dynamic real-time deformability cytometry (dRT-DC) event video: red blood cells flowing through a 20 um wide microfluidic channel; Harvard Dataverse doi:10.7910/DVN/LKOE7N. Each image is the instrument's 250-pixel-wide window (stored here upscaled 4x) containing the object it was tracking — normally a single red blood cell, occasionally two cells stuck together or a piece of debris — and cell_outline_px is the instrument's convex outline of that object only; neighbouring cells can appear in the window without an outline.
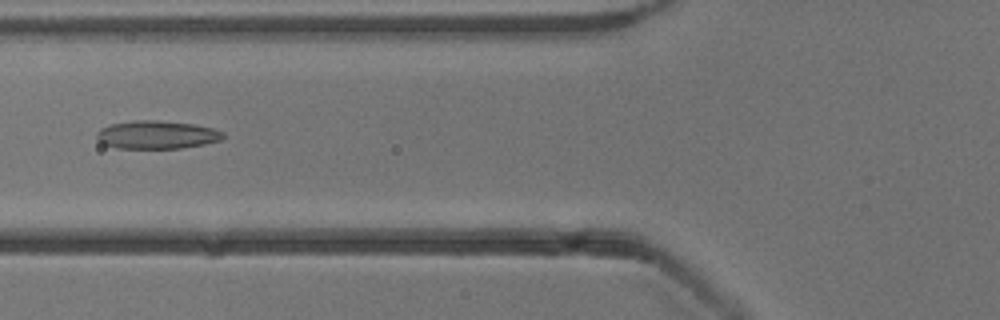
{"species": "common noctule bat (a hibernating species)", "species_latin": "Nyctalus noctula", "temperature_condition": "cold", "stored_images_in_passage": 31, "camera_frame_rate_fps": 3000, "um_per_image_px": 0.085, "animal": {"sex": "male", "body_mass_g": 13.3}, "frame": {"image": 1, "passage_image": 5, "time_ms": 1.333, "image_size_px": [1000, 320], "cell_outline_px": [[224, 136], [220, 140], [204, 144], [180, 148], [116, 148], [104, 144], [96, 136], [96, 132], [100, 128], [112, 124], [136, 120], [156, 120], [192, 124], [212, 128], [224, 132]], "centroid_in_image_um": [13.32, 11.45], "position_along_channel_um": 112.5, "area_um2": 20.52}}
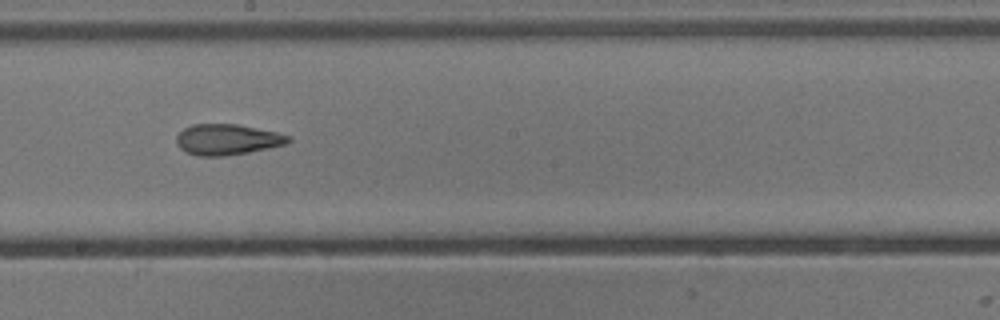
{"frame": {"image": 2, "passage_image": 14, "time_ms": 4.333, "image_size_px": [1000, 320], "cell_outline_px": [[292, 140], [288, 144], [248, 152], [224, 156], [196, 156], [184, 152], [176, 144], [176, 136], [184, 128], [192, 124], [236, 124], [276, 132], [288, 136]], "centroid_in_image_um": [19.28, 11.87], "position_along_channel_um": 228.9, "area_um2": 20.11}}
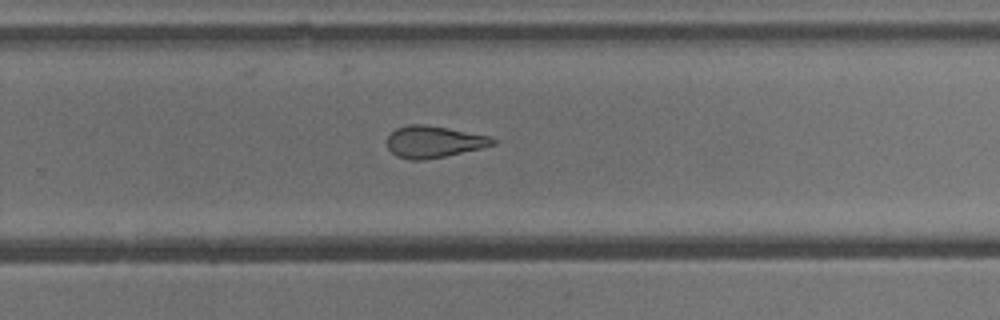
{"frame": {"image": 3, "passage_image": 19, "time_ms": 6.0, "image_size_px": [1000, 320], "cell_outline_px": [[496, 144], [480, 148], [444, 156], [424, 160], [412, 160], [396, 156], [388, 148], [388, 136], [396, 128], [408, 124], [424, 124], [448, 128], [488, 136], [496, 140]], "centroid_in_image_um": [36.84, 12.04], "position_along_channel_um": 293.0, "area_um2": 19.31}, "authors_computed_cell_mechanics": {"area_um2": 20.2878, "velocity_mm_per_s": 3.8563, "shape_relaxation_time_tau1_ms": null, "shape_relaxation_time_tau2_ms": 2.9062, "deformation_change_tau1": null, "deformation_change_tau2": 0.1242}}